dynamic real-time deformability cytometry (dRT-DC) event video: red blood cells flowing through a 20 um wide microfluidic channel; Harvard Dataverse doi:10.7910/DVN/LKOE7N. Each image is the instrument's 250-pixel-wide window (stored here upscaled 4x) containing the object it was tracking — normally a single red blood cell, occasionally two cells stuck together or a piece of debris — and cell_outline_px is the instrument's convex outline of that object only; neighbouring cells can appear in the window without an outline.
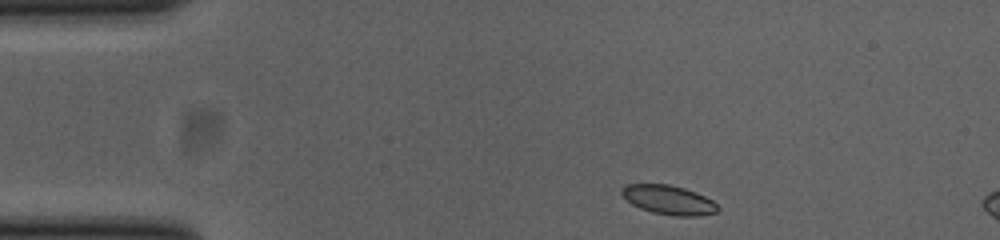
{"species": "common noctule bat (a hibernating species)", "species_latin": "Nyctalus noctula", "temperature_condition": "cold", "stored_images_in_passage": 6, "camera_frame_rate_fps": 3000, "um_per_image_px": 0.085, "animal": {"sex": "female", "body_mass_g": 23.0, "forearm_length_mm": 53.4}, "frame": {"image": 1, "passage_image": 1, "time_ms": 0.0, "image_size_px": [1000, 240], "cell_outline_px": [[720, 208], [716, 212], [700, 216], [676, 216], [652, 212], [640, 208], [632, 204], [620, 192], [624, 184], [668, 184], [684, 188], [696, 192], [712, 200]], "centroid_in_image_um": [56.84, 16.99], "position_along_channel_um": 28.2, "area_um2": 16.3}}